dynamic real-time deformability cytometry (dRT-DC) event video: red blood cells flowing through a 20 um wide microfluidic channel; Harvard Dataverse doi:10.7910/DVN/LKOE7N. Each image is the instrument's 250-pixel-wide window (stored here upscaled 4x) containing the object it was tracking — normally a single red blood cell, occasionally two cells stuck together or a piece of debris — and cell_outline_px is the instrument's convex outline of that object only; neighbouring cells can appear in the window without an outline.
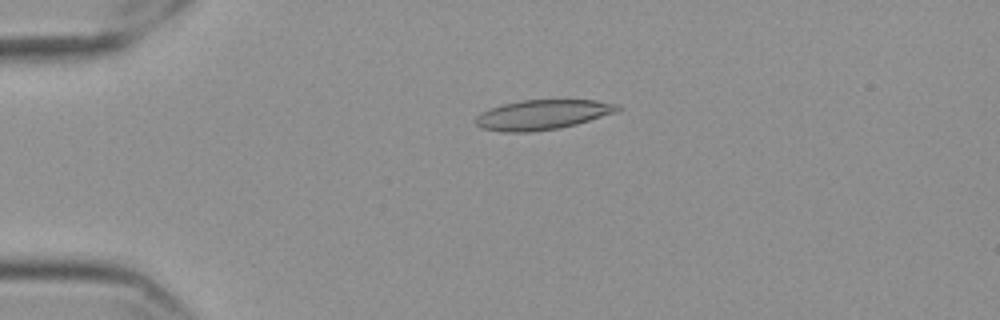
{"species": "Egyptian fruit bat (a non-hibernating species)", "species_latin": "Rousettus aegyptiacus", "temperature_condition": "cold", "stored_images_in_passage": 58, "camera_frame_rate_fps": 3000, "um_per_image_px": 0.085, "frame": {"image": 1, "passage_image": 14, "time_ms": 4.333, "image_size_px": [1000, 320], "cell_outline_px": [[620, 108], [616, 112], [576, 124], [556, 128], [532, 132], [500, 132], [480, 128], [472, 120], [480, 112], [504, 104], [520, 100], [596, 100], [620, 104]], "centroid_in_image_um": [46.06, 9.75], "position_along_channel_um": 38.9, "area_um2": 24.68}}
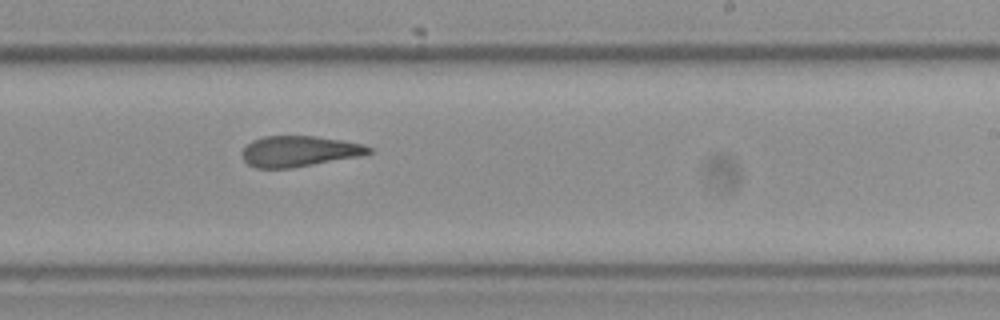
{"frame": {"image": 2, "passage_image": 36, "time_ms": 11.667, "image_size_px": [1000, 320], "cell_outline_px": [[372, 152], [364, 156], [292, 168], [256, 168], [248, 164], [244, 160], [240, 152], [252, 140], [264, 136], [316, 136], [364, 144], [372, 148]], "centroid_in_image_um": [25.45, 12.86], "position_along_channel_um": 263.5, "area_um2": 22.95}}
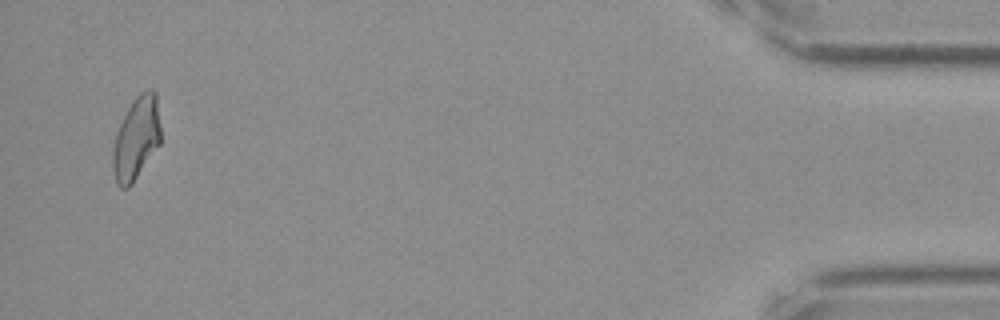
{"frame": {"image": 3, "passage_image": 56, "time_ms": 18.333, "image_size_px": [1000, 320], "cell_outline_px": [[160, 144], [132, 184], [128, 188], [120, 188], [116, 184], [112, 168], [112, 152], [116, 132], [132, 100], [140, 92], [148, 88], [152, 88], [156, 92], [160, 128]], "centroid_in_image_um": [11.58, 11.76], "position_along_channel_um": 423.6, "area_um2": 23.29}, "authors_computed_cell_mechanics": {"area_um2": 23.7269, "velocity_mm_per_s": 3.5638, "shape_relaxation_time_tau1_ms": null, "shape_relaxation_time_tau2_ms": 4.5523, "deformation_change_tau1": null, "deformation_change_tau2": 0.1331}}